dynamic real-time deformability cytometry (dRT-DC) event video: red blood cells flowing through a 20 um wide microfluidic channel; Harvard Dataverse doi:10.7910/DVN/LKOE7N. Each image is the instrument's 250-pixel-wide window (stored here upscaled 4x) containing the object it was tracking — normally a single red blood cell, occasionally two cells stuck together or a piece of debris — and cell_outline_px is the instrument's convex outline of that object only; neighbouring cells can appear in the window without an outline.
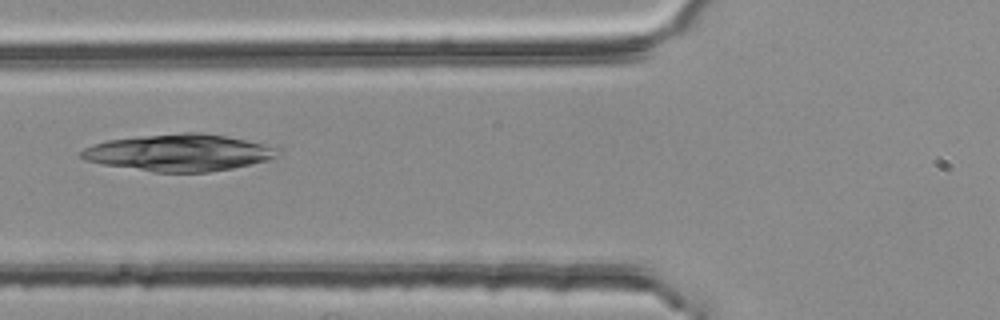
{"species": "common noctule bat (a hibernating species)", "species_latin": "Nyctalus noctula", "temperature_condition": "room temperature", "stored_images_in_passage": 5, "camera_frame_rate_fps": 3000, "um_per_image_px": 0.085, "animal": {"sex": "female", "body_mass_g": 25.1}, "frame": {"image": 1, "passage_image": 5, "time_ms": 1.333, "image_size_px": [1000, 320], "cell_outline_px": [[280, 148], [276, 156], [268, 160], [232, 168], [208, 172], [156, 172], [104, 164], [84, 160], [80, 156], [80, 152], [84, 148], [92, 144], [108, 140], [140, 136], [180, 132], [200, 132], [224, 136], [244, 140]], "centroid_in_image_um": [15.19, 12.97], "position_along_channel_um": 110.6, "area_um2": 41.85}}